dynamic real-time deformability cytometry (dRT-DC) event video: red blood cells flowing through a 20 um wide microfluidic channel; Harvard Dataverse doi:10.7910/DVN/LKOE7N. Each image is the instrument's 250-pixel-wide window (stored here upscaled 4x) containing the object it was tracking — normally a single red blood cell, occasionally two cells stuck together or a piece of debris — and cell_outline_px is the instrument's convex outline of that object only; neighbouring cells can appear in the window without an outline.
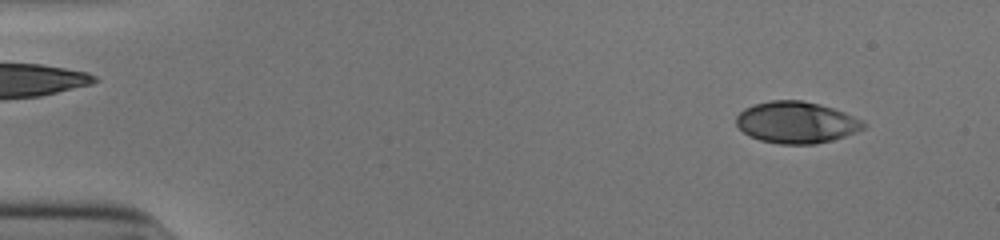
{"species": "human", "species_latin": "Homo sapiens", "temperature_condition": "cold", "stored_images_in_passage": 51, "camera_frame_rate_fps": 3000, "um_per_image_px": 0.085, "donor": {"sex": "male"}, "frame": {"image": 1, "passage_image": 4, "time_ms": 1.0, "image_size_px": [1000, 240], "cell_outline_px": [[868, 124], [864, 128], [856, 132], [832, 140], [816, 144], [780, 144], [760, 140], [748, 136], [736, 124], [736, 116], [744, 108], [752, 104], [772, 100], [800, 100], [820, 104], [844, 112], [864, 120]], "centroid_in_image_um": [67.69, 10.4], "position_along_channel_um": 17.3, "area_um2": 31.04}}
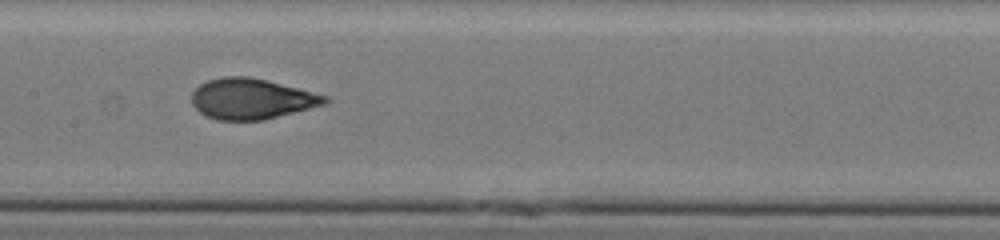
{"frame": {"image": 2, "passage_image": 26, "time_ms": 8.333, "image_size_px": [1000, 240], "cell_outline_px": [[328, 104], [264, 120], [216, 120], [200, 112], [192, 104], [192, 92], [200, 84], [208, 80], [224, 76], [248, 76], [328, 96]], "centroid_in_image_um": [21.38, 8.41], "position_along_channel_um": 186.0, "area_um2": 31.33}}
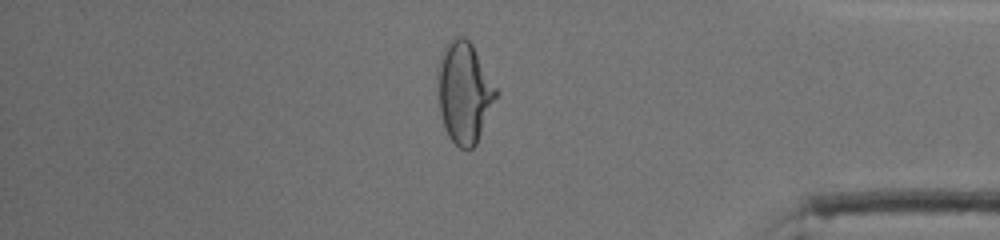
{"frame": {"image": 3, "passage_image": 44, "time_ms": 14.333, "image_size_px": [1000, 240], "cell_outline_px": [[500, 92], [476, 144], [468, 152], [460, 148], [448, 136], [440, 112], [440, 60], [444, 48], [448, 40], [456, 36], [464, 36], [472, 44]], "centroid_in_image_um": [39.53, 7.87], "position_along_channel_um": 395.7, "area_um2": 33.99}, "authors_computed_cell_mechanics": {"area_um2": 31.3854, "velocity_mm_per_s": 3.9167, "shape_relaxation_time_tau1_ms": 5.8142, "shape_relaxation_time_tau2_ms": 0.6214, "deformation_change_tau1": 0.2183, "deformation_change_tau2": 0.0584}}